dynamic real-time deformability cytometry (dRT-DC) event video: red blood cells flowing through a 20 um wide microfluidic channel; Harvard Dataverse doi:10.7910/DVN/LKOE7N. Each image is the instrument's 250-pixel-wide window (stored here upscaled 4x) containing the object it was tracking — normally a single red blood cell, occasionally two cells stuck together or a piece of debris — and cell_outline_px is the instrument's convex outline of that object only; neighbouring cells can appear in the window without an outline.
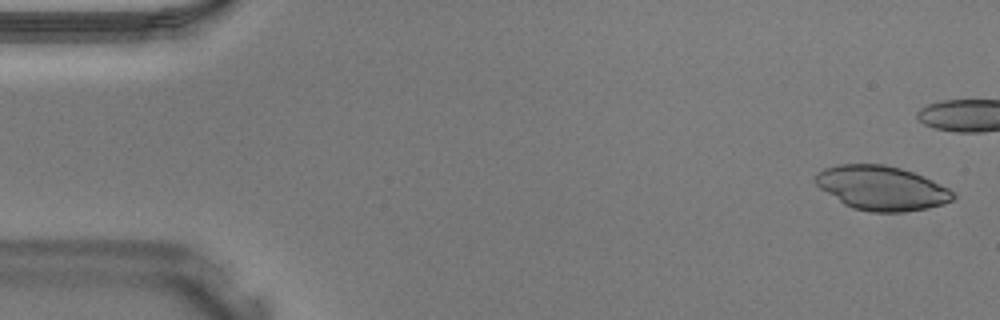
{"species": "Egyptian fruit bat (a non-hibernating species)", "species_latin": "Rousettus aegyptiacus", "temperature_condition": "warm", "stored_images_in_passage": 31, "camera_frame_rate_fps": 3000, "um_per_image_px": 0.085, "animal": {"sex": "male"}, "frame": {"image": 1, "passage_image": 1, "time_ms": 0.0, "image_size_px": [1000, 320], "cell_outline_px": [[956, 196], [952, 200], [944, 204], [904, 212], [872, 212], [852, 208], [844, 204], [820, 188], [812, 180], [816, 172], [824, 168], [836, 164], [884, 164], [900, 168], [924, 176], [956, 192]], "centroid_in_image_um": [74.91, 15.97], "position_along_channel_um": 10.1, "area_um2": 35.66}}